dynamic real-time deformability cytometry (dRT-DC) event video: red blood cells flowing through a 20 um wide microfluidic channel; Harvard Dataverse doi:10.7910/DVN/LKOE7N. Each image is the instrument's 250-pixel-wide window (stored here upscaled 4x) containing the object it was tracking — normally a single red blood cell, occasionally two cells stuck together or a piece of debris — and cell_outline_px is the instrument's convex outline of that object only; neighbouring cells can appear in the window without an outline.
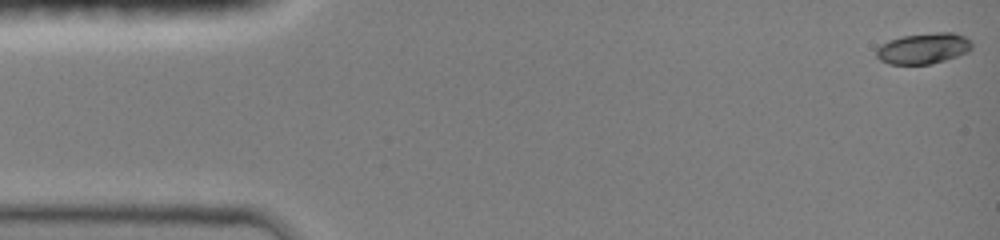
{"species": "common noctule bat (a hibernating species)", "species_latin": "Nyctalus noctula", "temperature_condition": "room temperature", "stored_images_in_passage": 11, "camera_frame_rate_fps": 3000, "um_per_image_px": 0.085, "animal": {"sex": "female", "body_mass_g": 19.0, "forearm_length_mm": 51.5}, "frame": {"image": 1, "passage_image": 1, "time_ms": 0.0, "image_size_px": [1000, 240], "cell_outline_px": [[972, 48], [968, 52], [944, 60], [928, 64], [888, 64], [880, 60], [876, 56], [876, 48], [880, 44], [904, 36], [940, 32], [952, 32], [964, 36], [972, 44]], "centroid_in_image_um": [78.47, 4.12], "position_along_channel_um": 6.5, "area_um2": 16.94}}